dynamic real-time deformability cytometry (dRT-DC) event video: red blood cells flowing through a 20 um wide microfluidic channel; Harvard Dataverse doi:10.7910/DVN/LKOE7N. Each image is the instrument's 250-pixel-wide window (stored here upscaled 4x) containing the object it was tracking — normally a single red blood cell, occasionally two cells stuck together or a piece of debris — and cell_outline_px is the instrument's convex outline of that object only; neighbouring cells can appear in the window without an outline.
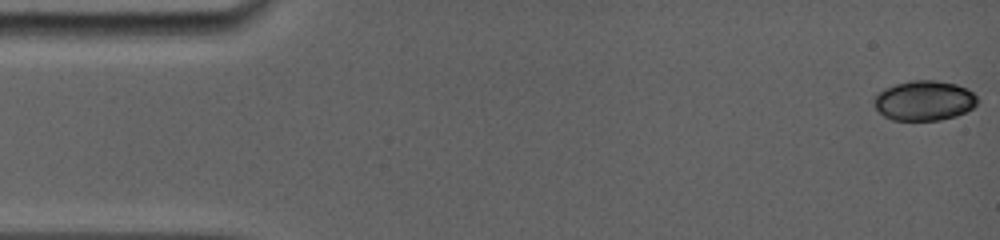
{"species": "common noctule bat (a hibernating species)", "species_latin": "Nyctalus noctula", "temperature_condition": "room temperature", "stored_images_in_passage": 6, "camera_frame_rate_fps": 5000, "um_per_image_px": 0.085, "animal": {"sex": "female", "body_mass_g": 19.0, "forearm_length_mm": 56.7}, "frame": {"image": 1, "passage_image": 1, "time_ms": 0.0, "image_size_px": [1000, 240], "cell_outline_px": [[976, 104], [972, 108], [956, 116], [940, 120], [892, 120], [884, 116], [876, 108], [872, 100], [876, 92], [884, 88], [896, 84], [912, 80], [936, 80], [956, 84], [968, 88], [976, 96]], "centroid_in_image_um": [78.52, 8.54], "position_along_channel_um": 6.5, "area_um2": 24.16}}
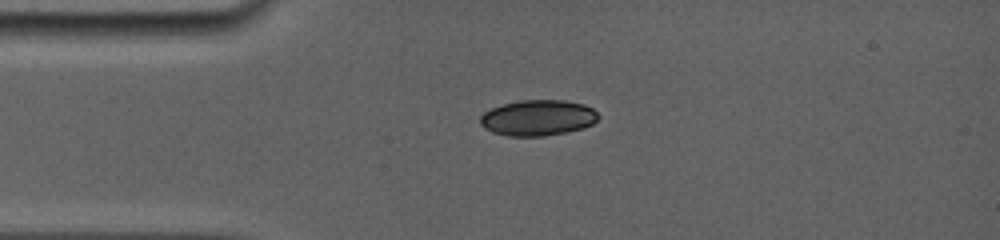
{"frame": {"image": 2, "passage_image": 5, "time_ms": 3.6, "image_size_px": [1000, 240], "cell_outline_px": [[600, 116], [592, 124], [584, 128], [568, 132], [544, 136], [508, 136], [492, 132], [484, 128], [480, 124], [480, 116], [484, 112], [492, 108], [504, 104], [520, 100], [564, 100], [584, 104], [592, 108]], "centroid_in_image_um": [45.72, 10.02], "position_along_channel_um": 39.3, "area_um2": 24.74}}